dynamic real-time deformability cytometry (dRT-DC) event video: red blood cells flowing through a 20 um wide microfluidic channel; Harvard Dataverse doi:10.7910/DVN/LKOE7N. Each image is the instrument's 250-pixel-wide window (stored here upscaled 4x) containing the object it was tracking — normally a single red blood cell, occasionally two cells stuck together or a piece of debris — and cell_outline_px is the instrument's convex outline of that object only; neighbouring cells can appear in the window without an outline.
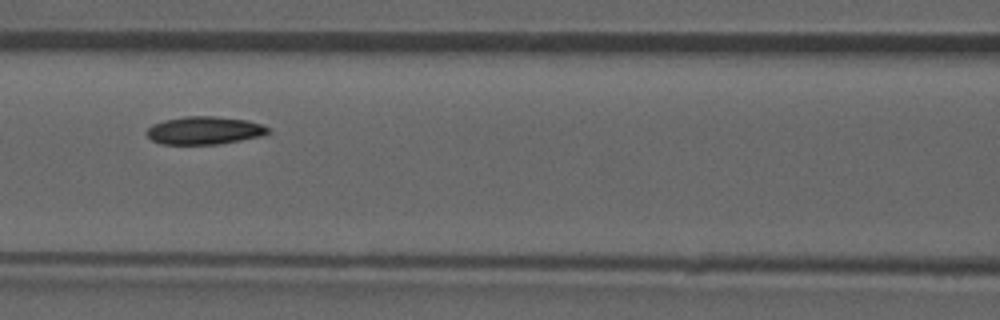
{"species": "common noctule bat (a hibernating species)", "species_latin": "Nyctalus noctula", "temperature_condition": "room temperature", "stored_images_in_passage": 38, "camera_frame_rate_fps": 3000, "um_per_image_px": 0.085, "animal": {"sex": "male", "forearm_length_mm": 52.5}, "frame": {"image": 1, "passage_image": 12, "time_ms": 3.667, "image_size_px": [1000, 320], "cell_outline_px": [[272, 132], [264, 136], [216, 144], [160, 144], [152, 140], [148, 136], [148, 128], [152, 124], [164, 120], [184, 116], [216, 116], [248, 120], [260, 124], [268, 128]], "centroid_in_image_um": [17.4, 11.08], "position_along_channel_um": 149.2, "area_um2": 19.77}, "authors_computed_cell_mechanics": {"area_um2": 19.7676, "velocity_mm_per_s": 3.8897, "shape_relaxation_time_tau1_ms": 6.4074, "shape_relaxation_time_tau2_ms": null, "deformation_change_tau1": 0.1437, "deformation_change_tau2": null}}